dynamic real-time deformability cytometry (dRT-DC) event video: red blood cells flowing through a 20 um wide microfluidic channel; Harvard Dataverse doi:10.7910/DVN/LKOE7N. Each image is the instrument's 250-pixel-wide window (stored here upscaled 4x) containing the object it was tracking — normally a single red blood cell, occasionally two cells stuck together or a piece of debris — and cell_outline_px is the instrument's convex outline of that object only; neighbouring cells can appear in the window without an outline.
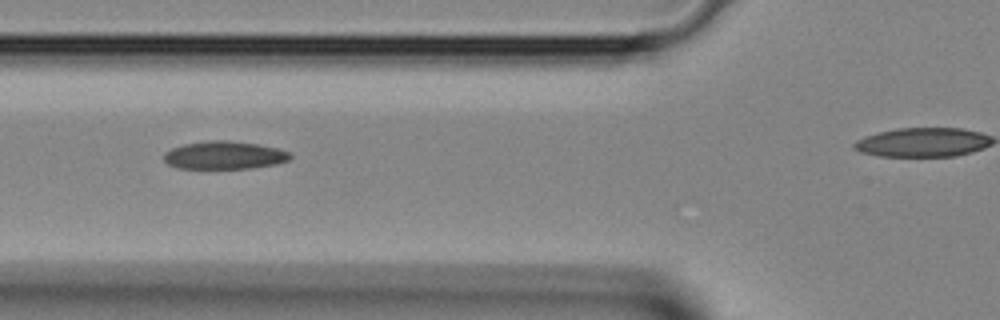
{"species": "Egyptian fruit bat (a non-hibernating species)", "species_latin": "Rousettus aegyptiacus", "temperature_condition": "room temperature", "stored_images_in_passage": 4, "segment_of_instrument_passage": [1, 2], "camera_frame_rate_fps": 3000, "um_per_image_px": 0.085, "animal": {"sex": "female"}, "frame": {"image": 1, "passage_image": 3, "time_ms": 0.667, "image_size_px": [1000, 320], "cell_outline_px": [[292, 156], [288, 160], [276, 164], [252, 168], [176, 168], [168, 164], [164, 160], [164, 152], [172, 148], [184, 144], [208, 140], [228, 140], [260, 144], [292, 152]], "centroid_in_image_um": [19.08, 13.18], "position_along_channel_um": 106.7, "area_um2": 20.69}}